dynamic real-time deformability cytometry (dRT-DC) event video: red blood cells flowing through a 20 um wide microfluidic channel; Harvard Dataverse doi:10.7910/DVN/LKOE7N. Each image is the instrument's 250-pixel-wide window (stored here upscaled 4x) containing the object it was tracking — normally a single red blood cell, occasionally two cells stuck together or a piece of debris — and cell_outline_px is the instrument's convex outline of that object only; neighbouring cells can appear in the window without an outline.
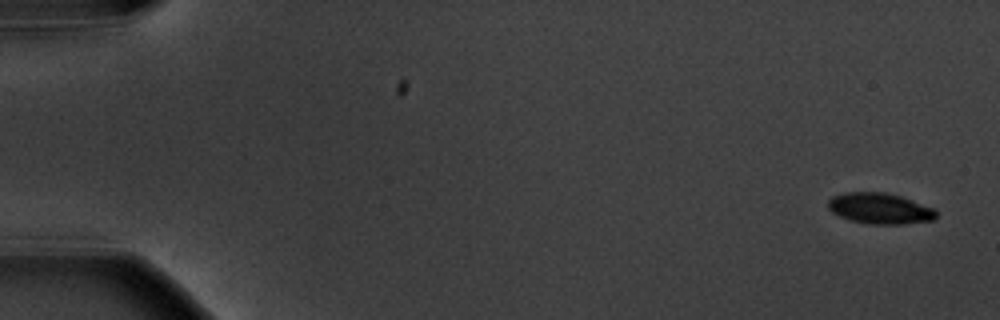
{"species": "common noctule bat (a hibernating species)", "species_latin": "Nyctalus noctula", "temperature_condition": "warm", "stored_images_in_passage": 6, "camera_frame_rate_fps": 3000, "um_per_image_px": 0.085, "animal": {"sex": "male", "body_mass_g": 20.1, "forearm_length_mm": 53.5}, "frame": {"image": 1, "passage_image": 1, "time_ms": 0.0, "image_size_px": [1000, 320], "cell_outline_px": [[936, 220], [904, 224], [868, 224], [852, 220], [840, 216], [832, 212], [828, 208], [828, 200], [832, 196], [844, 192], [884, 192], [900, 196], [932, 208], [936, 212]], "centroid_in_image_um": [74.77, 17.72], "position_along_channel_um": 10.2, "area_um2": 19.36}}